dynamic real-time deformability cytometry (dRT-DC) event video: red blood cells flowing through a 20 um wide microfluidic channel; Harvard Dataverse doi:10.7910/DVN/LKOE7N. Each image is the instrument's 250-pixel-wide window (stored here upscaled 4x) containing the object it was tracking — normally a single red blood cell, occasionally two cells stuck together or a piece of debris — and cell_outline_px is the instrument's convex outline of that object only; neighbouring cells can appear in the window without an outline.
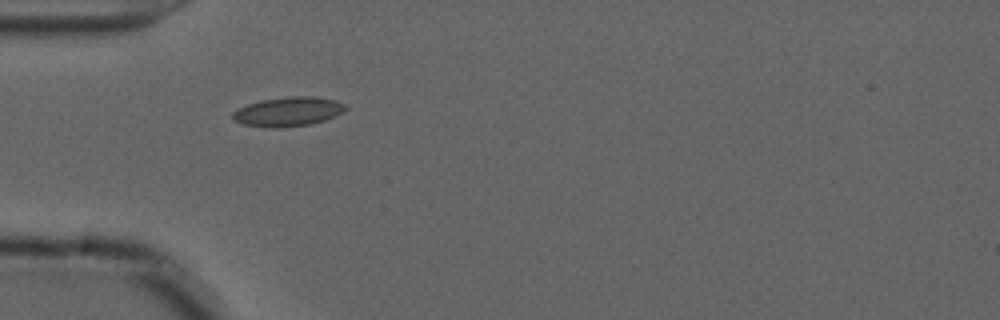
{"species": "common noctule bat (a hibernating species)", "species_latin": "Nyctalus noctula", "temperature_condition": "cold", "stored_images_in_passage": 39, "camera_frame_rate_fps": 3000, "um_per_image_px": 0.085, "animal": {"sex": "male", "forearm_length_mm": 52.5}, "frame": {"image": 1, "passage_image": 1, "time_ms": 0.0, "image_size_px": [1000, 320], "cell_outline_px": [[348, 108], [344, 112], [336, 116], [312, 124], [280, 128], [272, 128], [244, 124], [232, 120], [232, 112], [236, 108], [260, 100], [288, 96], [312, 96], [336, 100], [344, 104]], "centroid_in_image_um": [24.49, 9.49], "position_along_channel_um": 60.5, "area_um2": 19.54}}
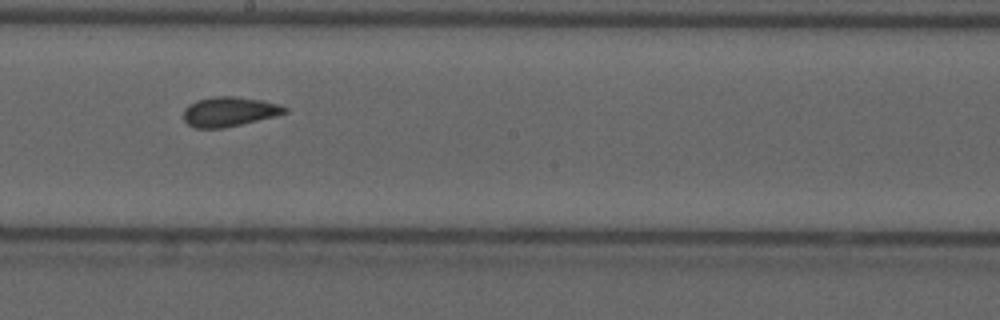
{"frame": {"image": 2, "passage_image": 15, "time_ms": 4.667, "image_size_px": [1000, 320], "cell_outline_px": [[288, 112], [240, 124], [220, 128], [196, 128], [188, 124], [184, 120], [184, 108], [188, 104], [196, 100], [216, 96], [236, 96], [260, 100], [280, 104], [288, 108]], "centroid_in_image_um": [19.45, 9.47], "position_along_channel_um": 228.7, "area_um2": 17.28}}
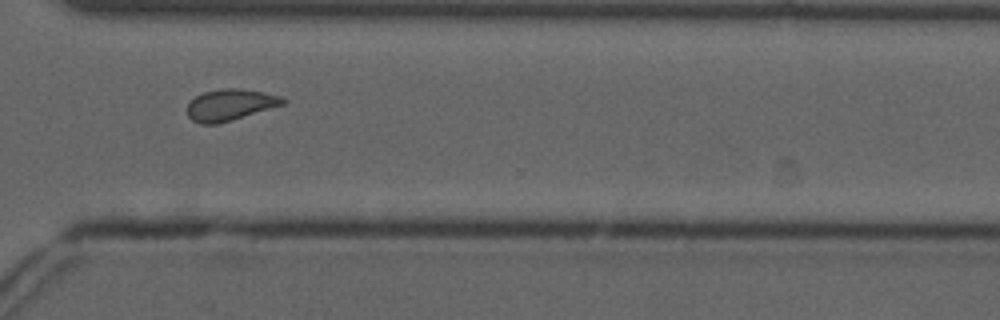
{"frame": {"image": 3, "passage_image": 25, "time_ms": 8.0, "image_size_px": [1000, 320], "cell_outline_px": [[288, 100], [284, 104], [232, 120], [216, 124], [200, 124], [192, 120], [188, 116], [188, 104], [196, 96], [204, 92], [224, 88], [240, 88], [280, 96]], "centroid_in_image_um": [19.56, 8.91], "position_along_channel_um": 351.0, "area_um2": 17.28}, "authors_computed_cell_mechanics": {"area_um2": 17.34, "velocity_mm_per_s": 3.6647, "shape_relaxation_time_tau1_ms": null, "shape_relaxation_time_tau2_ms": 1.7575, "deformation_change_tau1": null, "deformation_change_tau2": 0.0503}}